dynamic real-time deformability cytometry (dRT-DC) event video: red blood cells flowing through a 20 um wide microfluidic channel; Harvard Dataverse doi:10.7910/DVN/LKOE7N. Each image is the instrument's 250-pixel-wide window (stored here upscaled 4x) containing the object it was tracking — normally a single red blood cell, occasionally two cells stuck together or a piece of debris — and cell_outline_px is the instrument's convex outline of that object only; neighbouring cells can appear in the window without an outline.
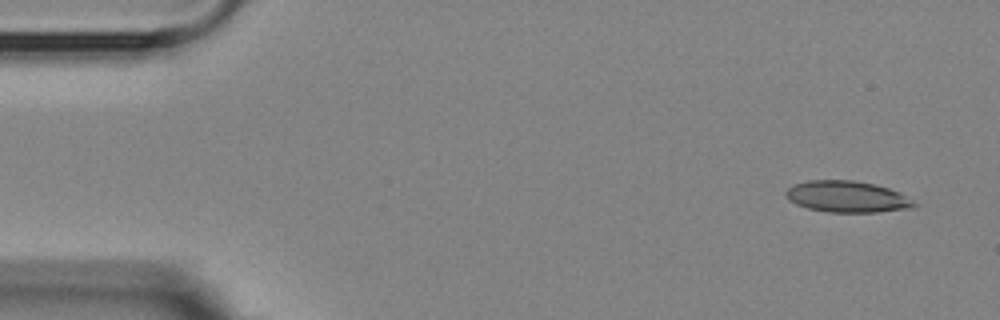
{"species": "Egyptian fruit bat (a non-hibernating species)", "species_latin": "Rousettus aegyptiacus", "temperature_condition": "room temperature", "stored_images_in_passage": 3, "camera_frame_rate_fps": 3000, "um_per_image_px": 0.085, "animal": {"sex": "female"}, "frame": {"image": 1, "passage_image": 1, "time_ms": 0.0, "image_size_px": [1000, 320], "cell_outline_px": [[920, 204], [916, 208], [876, 212], [828, 212], [808, 208], [796, 204], [788, 200], [784, 192], [792, 184], [808, 180], [852, 180], [876, 184], [900, 192]], "centroid_in_image_um": [72.04, 16.72], "position_along_channel_um": 13.0, "area_um2": 23.81}}